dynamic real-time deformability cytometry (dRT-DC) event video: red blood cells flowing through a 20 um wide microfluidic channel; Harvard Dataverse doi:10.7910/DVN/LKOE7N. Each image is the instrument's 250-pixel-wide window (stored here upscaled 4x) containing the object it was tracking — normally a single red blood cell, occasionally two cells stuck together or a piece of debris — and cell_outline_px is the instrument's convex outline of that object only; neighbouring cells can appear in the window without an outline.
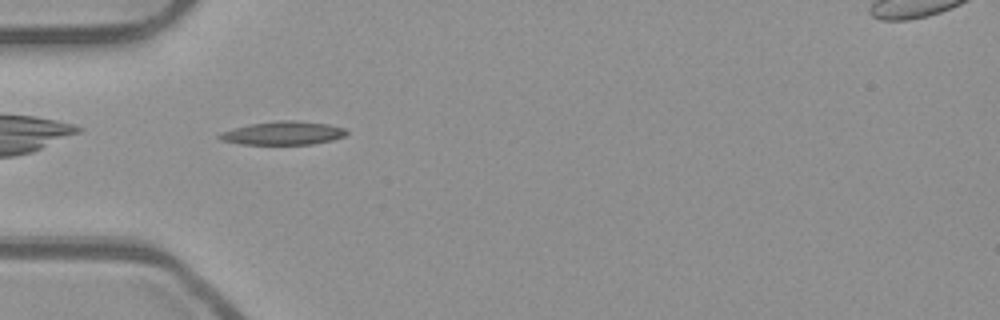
{"species": "common noctule bat (a hibernating species)", "species_latin": "Nyctalus noctula", "temperature_condition": "room temperature", "stored_images_in_passage": 39, "camera_frame_rate_fps": 3000, "um_per_image_px": 0.085, "animal": {"sex": "male", "body_mass_g": 23.1, "forearm_length_mm": 52.7}, "frame": {"image": 1, "passage_image": 3, "time_ms": 0.667, "image_size_px": [1000, 320], "cell_outline_px": [[348, 132], [344, 136], [332, 140], [312, 144], [240, 144], [220, 140], [216, 136], [220, 132], [252, 124], [280, 120], [296, 120], [328, 124], [344, 128]], "centroid_in_image_um": [24.06, 11.32], "position_along_channel_um": 60.9, "area_um2": 17.22}}
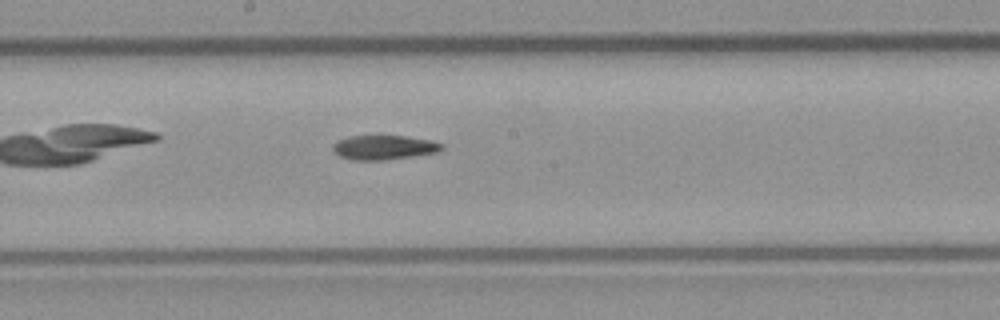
{"frame": {"image": 2, "passage_image": 15, "time_ms": 4.667, "image_size_px": [1000, 320], "cell_outline_px": [[444, 148], [436, 152], [412, 156], [384, 160], [352, 160], [340, 156], [332, 148], [332, 144], [340, 140], [352, 136], [404, 136], [432, 140], [444, 144]], "centroid_in_image_um": [32.66, 12.53], "position_along_channel_um": 215.5, "area_um2": 15.32}}
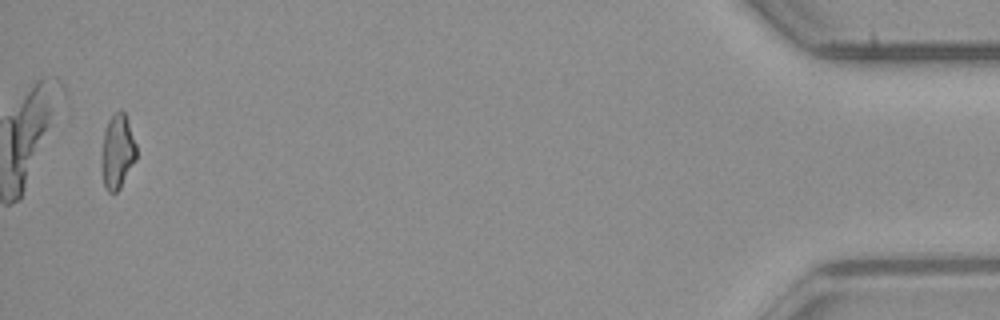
{"frame": {"image": 3, "passage_image": 38, "time_ms": 12.333, "image_size_px": [1000, 320], "cell_outline_px": [[136, 160], [120, 188], [116, 192], [108, 192], [104, 188], [100, 164], [100, 160], [104, 132], [108, 120], [120, 108], [124, 112], [128, 120], [136, 144]], "centroid_in_image_um": [9.96, 12.9], "position_along_channel_um": 425.2, "area_um2": 15.37}}